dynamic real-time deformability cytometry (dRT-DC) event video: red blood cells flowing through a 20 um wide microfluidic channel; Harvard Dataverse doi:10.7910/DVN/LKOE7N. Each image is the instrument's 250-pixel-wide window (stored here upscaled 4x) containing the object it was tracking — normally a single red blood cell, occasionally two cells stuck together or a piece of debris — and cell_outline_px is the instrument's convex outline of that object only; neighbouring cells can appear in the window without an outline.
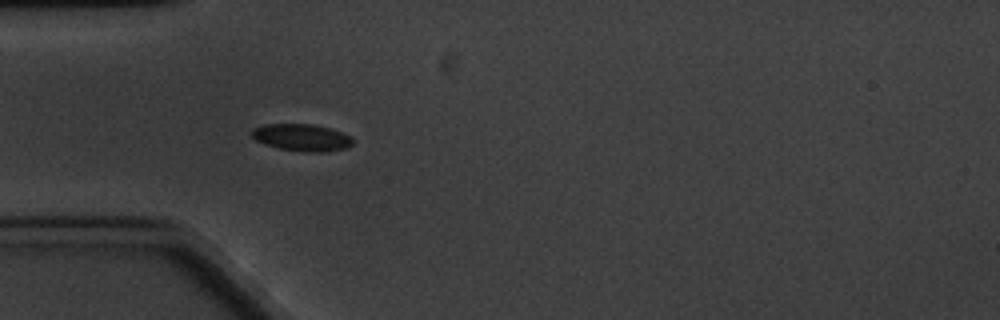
{"species": "common noctule bat (a hibernating species)", "species_latin": "Nyctalus noctula", "temperature_condition": "cold", "stored_images_in_passage": 6, "camera_frame_rate_fps": 3000, "um_per_image_px": 0.085, "animal": {"sex": "male", "body_mass_g": 20.1, "forearm_length_mm": 53.5}, "frame": {"image": 1, "passage_image": 6, "time_ms": 5.667, "image_size_px": [1000, 320], "cell_outline_px": [[352, 144], [348, 148], [328, 152], [304, 152], [276, 148], [264, 144], [256, 140], [252, 136], [252, 128], [264, 124], [312, 124], [332, 128], [348, 136], [352, 140]], "centroid_in_image_um": [25.63, 11.69], "position_along_channel_um": 59.4, "area_um2": 16.07}}